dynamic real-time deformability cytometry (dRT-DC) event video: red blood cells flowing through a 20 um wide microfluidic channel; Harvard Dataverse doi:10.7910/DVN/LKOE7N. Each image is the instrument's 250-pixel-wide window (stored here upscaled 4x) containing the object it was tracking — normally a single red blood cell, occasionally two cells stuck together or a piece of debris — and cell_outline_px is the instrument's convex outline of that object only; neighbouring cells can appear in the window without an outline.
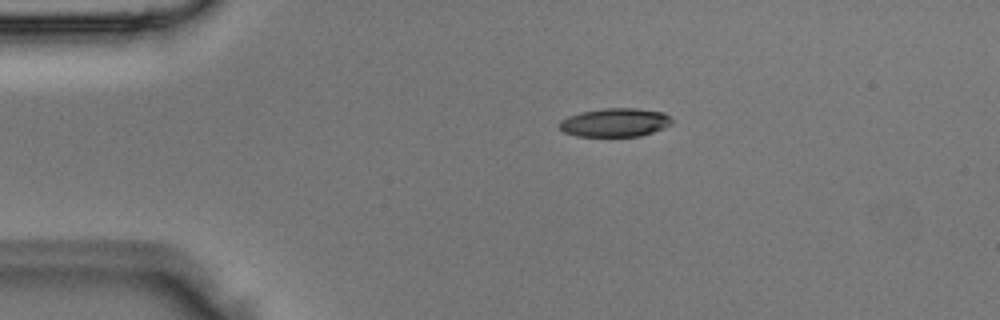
{"species": "Egyptian fruit bat (a non-hibernating species)", "species_latin": "Rousettus aegyptiacus", "temperature_condition": "room temperature", "stored_images_in_passage": 3, "camera_frame_rate_fps": 3000, "um_per_image_px": 0.085, "animal": {"sex": "male"}, "frame": {"image": 1, "passage_image": 3, "time_ms": 0.667, "image_size_px": [1000, 320], "cell_outline_px": [[672, 124], [664, 128], [640, 136], [576, 136], [564, 132], [556, 124], [560, 120], [568, 116], [580, 112], [604, 108], [636, 108], [664, 112], [672, 120]], "centroid_in_image_um": [52.25, 10.41], "position_along_channel_um": 32.8, "area_um2": 18.84}}